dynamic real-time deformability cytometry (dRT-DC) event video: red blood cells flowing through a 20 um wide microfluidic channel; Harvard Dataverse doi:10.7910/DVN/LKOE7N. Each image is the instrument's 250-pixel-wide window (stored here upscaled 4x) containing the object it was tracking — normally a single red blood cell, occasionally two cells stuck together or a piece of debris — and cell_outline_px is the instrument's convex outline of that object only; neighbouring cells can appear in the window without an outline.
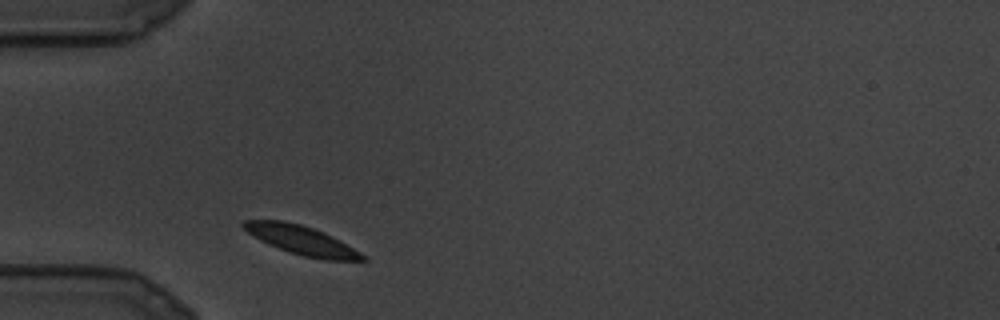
{"species": "common noctule bat (a hibernating species)", "species_latin": "Nyctalus noctula", "temperature_condition": "cold", "stored_images_in_passage": 5, "camera_frame_rate_fps": 3000, "um_per_image_px": 0.085, "animal": {"sex": "male", "body_mass_g": 19.5, "forearm_length_mm": 54.6}, "frame": {"image": 1, "passage_image": 1, "time_ms": 0.0, "image_size_px": [1000, 320], "cell_outline_px": [[368, 260], [324, 260], [304, 256], [288, 252], [260, 240], [248, 232], [240, 224], [244, 220], [284, 220], [300, 224], [324, 232], [332, 236], [360, 252]], "centroid_in_image_um": [25.61, 20.41], "position_along_channel_um": 59.4, "area_um2": 19.83}}
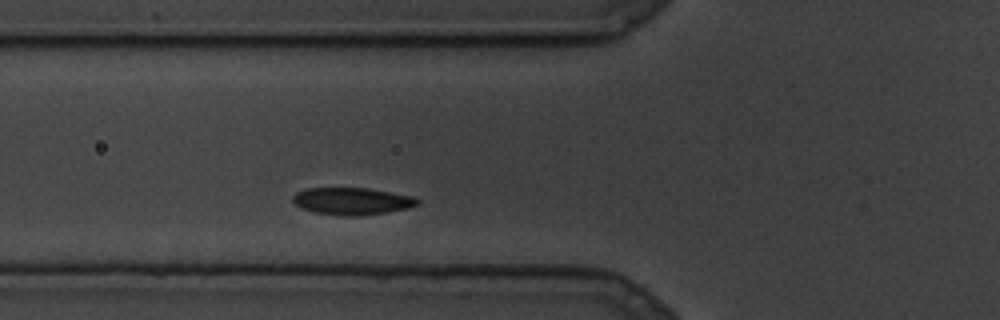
{"frame": {"image": 2, "passage_image": 3, "time_ms": 0.667, "image_size_px": [1000, 320], "cell_outline_px": [[420, 200], [416, 204], [408, 208], [360, 216], [348, 216], [316, 212], [300, 208], [292, 200], [292, 196], [296, 192], [304, 188], [368, 188], [416, 196]], "centroid_in_image_um": [29.92, 17.08], "position_along_channel_um": 95.9, "area_um2": 19.71}}
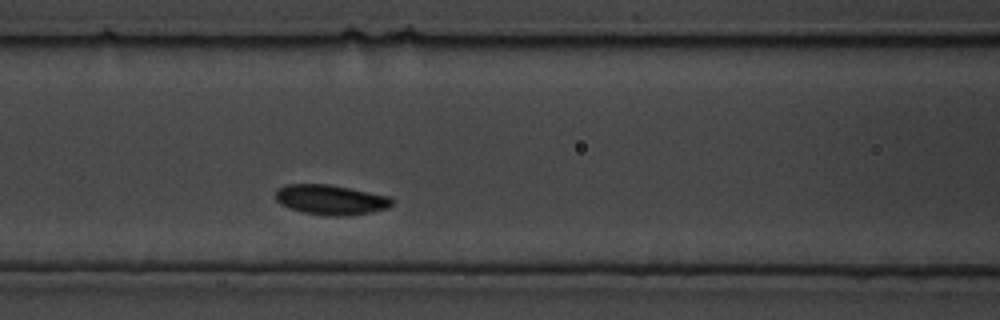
{"frame": {"image": 3, "passage_image": 5, "time_ms": 1.333, "image_size_px": [1000, 320], "cell_outline_px": [[392, 204], [388, 208], [368, 212], [340, 216], [324, 216], [304, 212], [280, 204], [276, 200], [276, 188], [288, 184], [328, 184], [388, 196], [392, 200]], "centroid_in_image_um": [28.06, 16.97], "position_along_channel_um": 138.5, "area_um2": 20.0}}